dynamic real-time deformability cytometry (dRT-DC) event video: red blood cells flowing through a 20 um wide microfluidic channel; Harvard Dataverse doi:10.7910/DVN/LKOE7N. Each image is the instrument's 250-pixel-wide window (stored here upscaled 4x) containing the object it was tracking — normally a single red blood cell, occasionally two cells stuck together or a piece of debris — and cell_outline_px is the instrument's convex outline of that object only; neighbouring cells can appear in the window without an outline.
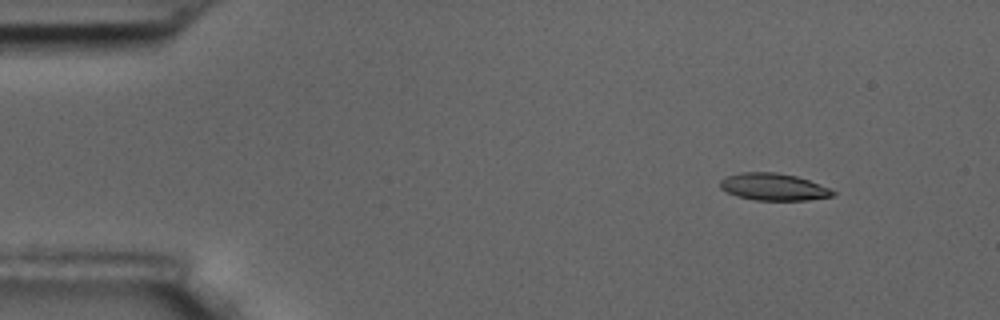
{"species": "common noctule bat (a hibernating species)", "species_latin": "Nyctalus noctula", "temperature_condition": "room temperature", "stored_images_in_passage": 6, "camera_frame_rate_fps": 3000, "um_per_image_px": 0.085, "animal": {"sex": "male", "body_mass_g": 17.5, "forearm_length_mm": 52.3}, "frame": {"image": 1, "passage_image": 2, "time_ms": 0.333, "image_size_px": [1000, 320], "cell_outline_px": [[836, 192], [832, 196], [808, 200], [756, 200], [736, 196], [720, 188], [720, 180], [724, 176], [740, 172], [776, 172], [796, 176], [808, 180], [828, 188]], "centroid_in_image_um": [65.7, 15.88], "position_along_channel_um": 19.3, "area_um2": 17.74}}
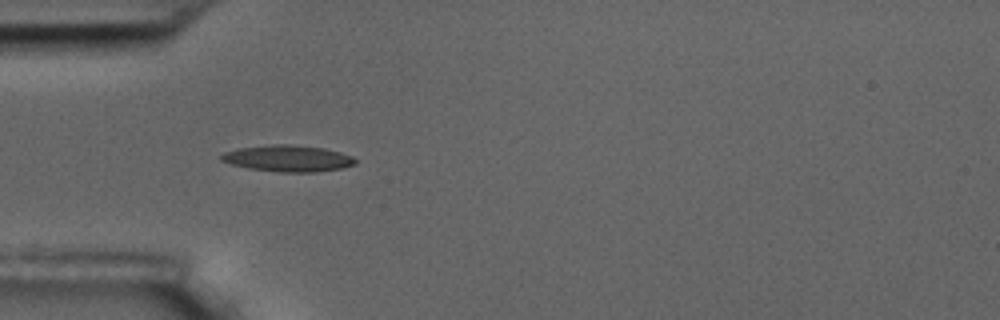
{"frame": {"image": 2, "passage_image": 5, "time_ms": 1.333, "image_size_px": [1000, 320], "cell_outline_px": [[356, 164], [340, 168], [316, 172], [280, 172], [248, 168], [232, 164], [220, 160], [220, 156], [224, 152], [240, 148], [272, 144], [292, 144], [324, 148], [340, 152], [352, 156], [356, 160]], "centroid_in_image_um": [24.48, 13.46], "position_along_channel_um": 60.5, "area_um2": 20.58}}